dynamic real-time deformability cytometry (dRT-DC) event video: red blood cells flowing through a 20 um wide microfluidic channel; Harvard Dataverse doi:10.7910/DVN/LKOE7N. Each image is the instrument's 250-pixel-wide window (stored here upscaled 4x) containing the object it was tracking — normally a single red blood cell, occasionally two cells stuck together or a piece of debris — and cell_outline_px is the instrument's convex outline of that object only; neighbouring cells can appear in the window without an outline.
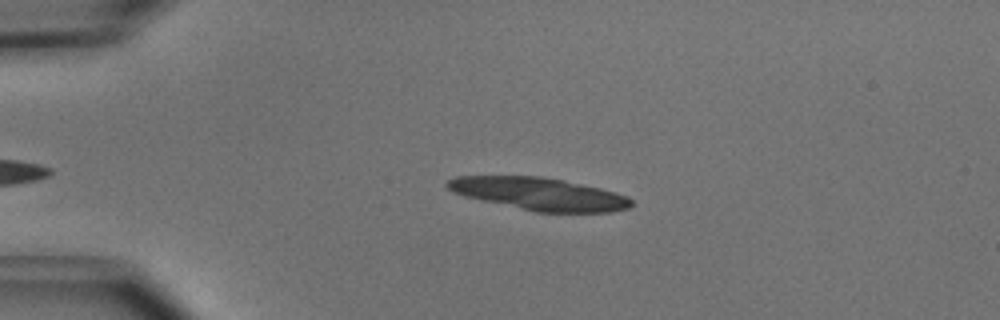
{"species": "common noctule bat (a hibernating species)", "species_latin": "Nyctalus noctula", "temperature_condition": "cold", "stored_images_in_passage": 24, "camera_frame_rate_fps": 3000, "um_per_image_px": 0.085, "animal": {"sex": "male", "body_mass_g": 15.6}, "frame": {"image": 1, "passage_image": 11, "time_ms": 3.333, "image_size_px": [1000, 320], "cell_outline_px": [[632, 204], [628, 208], [612, 212], [536, 212], [480, 200], [464, 196], [452, 192], [444, 184], [448, 180], [456, 176], [540, 176], [564, 180], [600, 188], [616, 192], [628, 196], [632, 200]], "centroid_in_image_um": [45.82, 16.48], "position_along_channel_um": 39.2, "area_um2": 34.97}}